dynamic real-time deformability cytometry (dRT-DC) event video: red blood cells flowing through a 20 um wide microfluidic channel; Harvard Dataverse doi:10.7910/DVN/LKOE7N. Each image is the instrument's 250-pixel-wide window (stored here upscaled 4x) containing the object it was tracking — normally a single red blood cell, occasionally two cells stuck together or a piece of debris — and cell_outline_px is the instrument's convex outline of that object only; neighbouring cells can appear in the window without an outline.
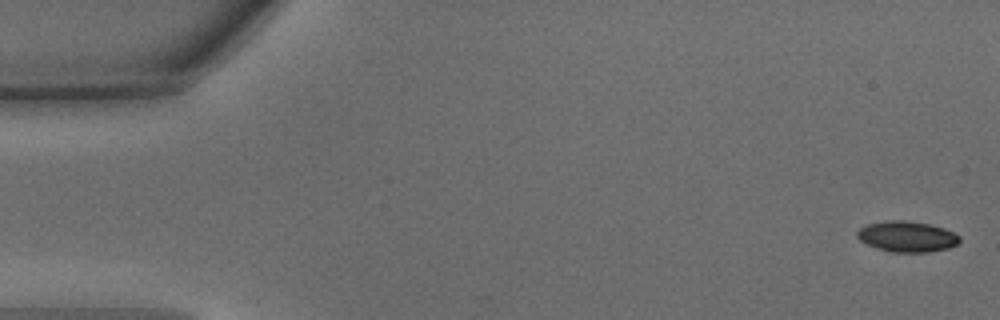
{"species": "common noctule bat (a hibernating species)", "species_latin": "Nyctalus noctula", "temperature_condition": "warm", "stored_images_in_passage": 46, "camera_frame_rate_fps": 3000, "um_per_image_px": 0.085, "animal": {"sex": "male", "body_mass_g": 15.6}, "frame": {"image": 1, "passage_image": 1, "time_ms": 0.0, "image_size_px": [1000, 320], "cell_outline_px": [[960, 240], [956, 244], [948, 248], [928, 252], [892, 252], [876, 248], [860, 240], [856, 236], [856, 232], [860, 228], [868, 224], [888, 220], [904, 220], [928, 224], [944, 228], [960, 236]], "centroid_in_image_um": [77.08, 20.11], "position_along_channel_um": 7.9, "area_um2": 18.21}}
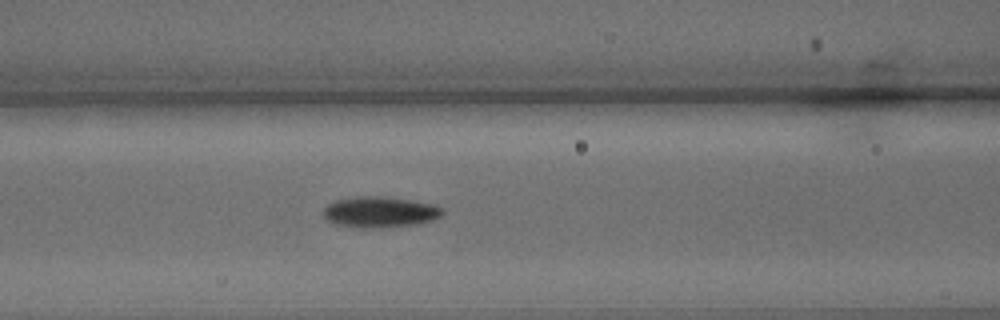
{"frame": {"image": 2, "passage_image": 19, "time_ms": 6.0, "image_size_px": [1000, 320], "cell_outline_px": [[444, 212], [440, 216], [432, 220], [416, 224], [384, 228], [356, 228], [336, 224], [324, 220], [324, 208], [328, 204], [336, 200], [356, 196], [380, 196], [408, 200], [432, 204], [444, 208]], "centroid_in_image_um": [32.26, 18.04], "position_along_channel_um": 134.3, "area_um2": 21.56}}
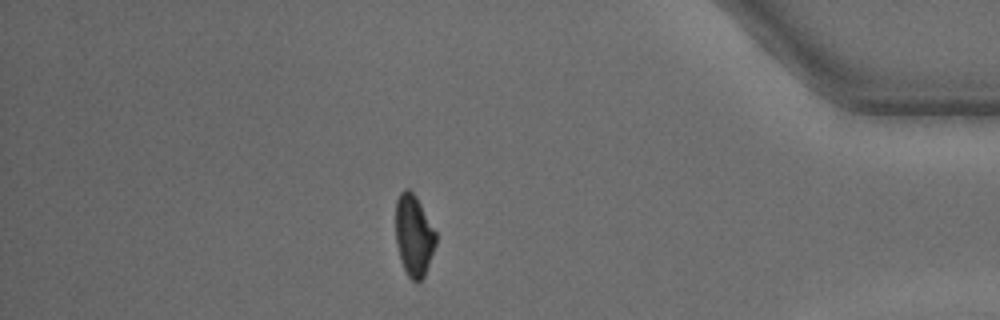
{"frame": {"image": 3, "passage_image": 40, "time_ms": 13.0, "image_size_px": [1000, 320], "cell_outline_px": [[436, 244], [424, 276], [416, 284], [408, 276], [404, 268], [396, 244], [396, 200], [400, 192], [404, 188], [408, 188], [416, 196], [436, 232]], "centroid_in_image_um": [35.17, 20.0], "position_along_channel_um": 400.0, "area_um2": 18.96}, "authors_computed_cell_mechanics": {"area_um2": 19.7387, "velocity_mm_per_s": 4.3584, "shape_relaxation_time_tau1_ms": 2.4748, "shape_relaxation_time_tau2_ms": 4.2507, "deformation_change_tau1": 0.1672, "deformation_change_tau2": 0.1011}}